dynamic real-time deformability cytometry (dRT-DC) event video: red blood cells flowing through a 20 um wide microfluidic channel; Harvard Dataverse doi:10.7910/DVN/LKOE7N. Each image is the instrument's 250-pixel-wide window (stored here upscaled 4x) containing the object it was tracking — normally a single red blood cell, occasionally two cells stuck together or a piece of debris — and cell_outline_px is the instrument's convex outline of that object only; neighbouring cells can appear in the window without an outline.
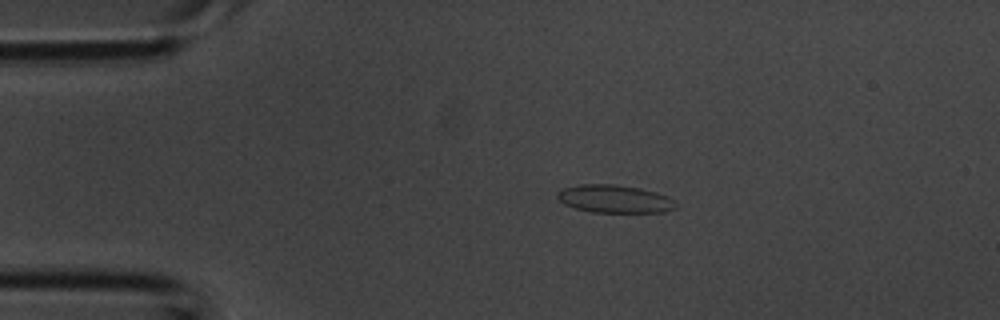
{"species": "common noctule bat (a hibernating species)", "species_latin": "Nyctalus noctula", "temperature_condition": "room temperature", "stored_images_in_passage": 2, "camera_frame_rate_fps": 3000, "um_per_image_px": 0.085, "animal": {"sex": "male", "body_mass_g": 20.1, "forearm_length_mm": 53.5}, "frame": {"image": 1, "passage_image": 1, "time_ms": 0.0, "image_size_px": [1000, 320], "cell_outline_px": [[676, 208], [664, 212], [592, 212], [576, 208], [564, 204], [556, 196], [556, 192], [564, 188], [580, 184], [616, 184], [640, 188], [656, 192], [668, 196], [676, 200]], "centroid_in_image_um": [52.26, 16.9], "position_along_channel_um": 32.7, "area_um2": 19.36}}